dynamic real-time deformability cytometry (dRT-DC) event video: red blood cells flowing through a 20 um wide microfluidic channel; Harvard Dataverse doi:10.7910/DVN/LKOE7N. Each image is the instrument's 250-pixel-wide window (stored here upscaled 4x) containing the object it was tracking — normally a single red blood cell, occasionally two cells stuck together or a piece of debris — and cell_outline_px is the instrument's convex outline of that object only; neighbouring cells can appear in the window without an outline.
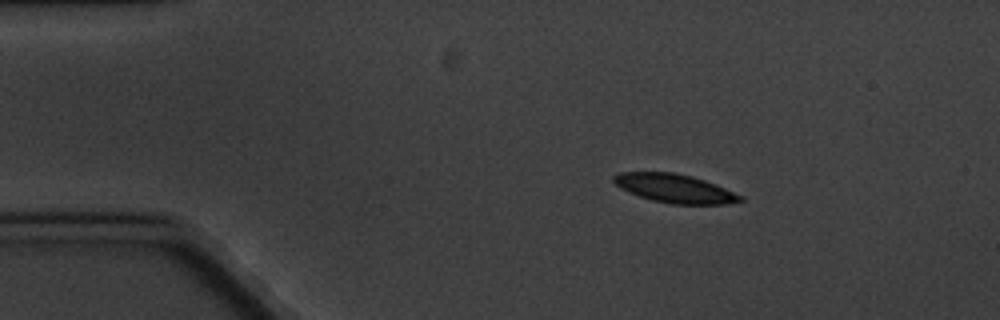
{"species": "common noctule bat (a hibernating species)", "species_latin": "Nyctalus noctula", "temperature_condition": "cold", "stored_images_in_passage": 3, "camera_frame_rate_fps": 3000, "um_per_image_px": 0.085, "animal": {"sex": "male", "body_mass_g": 20.1, "forearm_length_mm": 53.5}, "frame": {"image": 1, "passage_image": 1, "time_ms": 0.0, "image_size_px": [1000, 320], "cell_outline_px": [[744, 200], [724, 204], [672, 204], [652, 200], [640, 196], [620, 188], [612, 180], [612, 176], [620, 172], [672, 172], [692, 176], [716, 184], [744, 196]], "centroid_in_image_um": [57.36, 16.01], "position_along_channel_um": 27.6, "area_um2": 21.1}}